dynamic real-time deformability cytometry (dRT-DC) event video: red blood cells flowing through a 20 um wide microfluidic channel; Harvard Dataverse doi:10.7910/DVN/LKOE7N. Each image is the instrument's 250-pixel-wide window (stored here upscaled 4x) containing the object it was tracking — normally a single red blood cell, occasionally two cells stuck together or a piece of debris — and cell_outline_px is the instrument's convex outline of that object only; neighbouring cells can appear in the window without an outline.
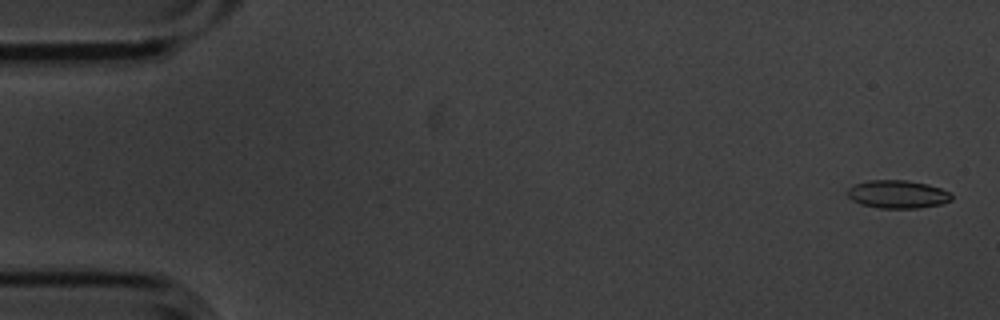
{"species": "common noctule bat (a hibernating species)", "species_latin": "Nyctalus noctula", "temperature_condition": "cold", "stored_images_in_passage": 6, "camera_frame_rate_fps": 3000, "um_per_image_px": 0.085, "animal": {"sex": "male", "body_mass_g": 20.1, "forearm_length_mm": 53.5}, "frame": {"image": 1, "passage_image": 1, "time_ms": 0.0, "image_size_px": [1000, 320], "cell_outline_px": [[952, 200], [940, 204], [916, 208], [880, 208], [860, 204], [852, 200], [844, 192], [848, 188], [856, 184], [868, 180], [904, 180], [928, 184], [940, 188], [948, 192], [952, 196]], "centroid_in_image_um": [76.25, 16.51], "position_along_channel_um": 8.7, "area_um2": 16.99}}
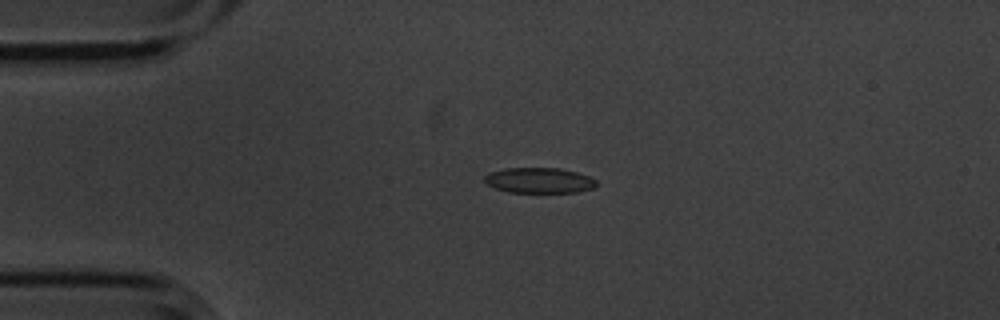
{"frame": {"image": 2, "passage_image": 4, "time_ms": 1.0, "image_size_px": [1000, 320], "cell_outline_px": [[596, 184], [592, 188], [576, 192], [508, 192], [496, 188], [488, 184], [484, 180], [484, 176], [492, 172], [504, 168], [560, 168], [576, 172], [588, 176], [596, 180]], "centroid_in_image_um": [45.82, 15.33], "position_along_channel_um": 39.2, "area_um2": 16.36}}
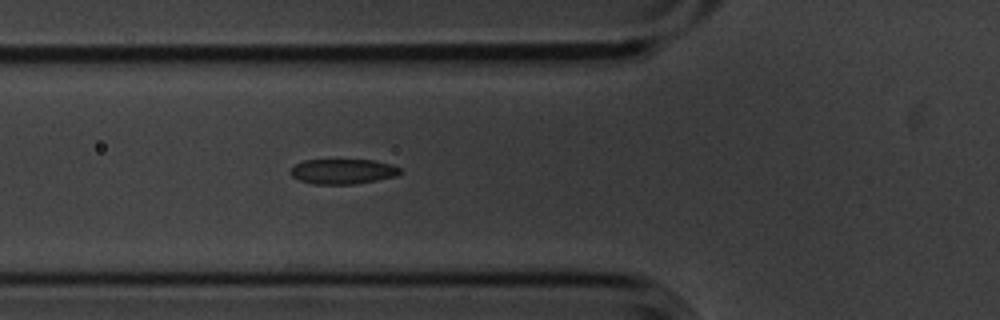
{"frame": {"image": 3, "passage_image": 6, "time_ms": 1.667, "image_size_px": [1000, 320], "cell_outline_px": [[400, 172], [396, 176], [356, 184], [312, 184], [300, 180], [292, 176], [288, 172], [296, 164], [304, 160], [372, 160], [392, 164], [400, 168]], "centroid_in_image_um": [29.13, 14.57], "position_along_channel_um": 96.7, "area_um2": 15.95}}